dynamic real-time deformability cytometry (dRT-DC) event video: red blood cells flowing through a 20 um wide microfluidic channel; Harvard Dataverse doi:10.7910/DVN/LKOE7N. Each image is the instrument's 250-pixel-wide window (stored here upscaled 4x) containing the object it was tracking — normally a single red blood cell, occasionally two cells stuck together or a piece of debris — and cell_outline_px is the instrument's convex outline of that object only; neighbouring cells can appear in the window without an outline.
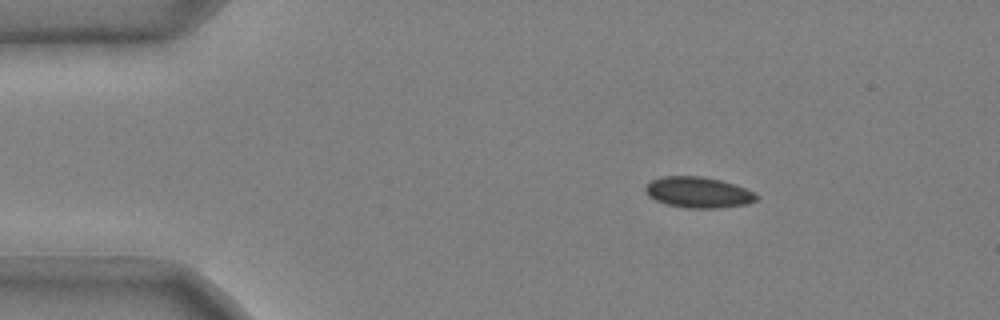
{"species": "common noctule bat (a hibernating species)", "species_latin": "Nyctalus noctula", "temperature_condition": "cold", "stored_images_in_passage": 44, "camera_frame_rate_fps": 3000, "um_per_image_px": 0.085, "animal": {"sex": "male", "body_mass_g": 20.4}, "frame": {"image": 1, "passage_image": 1, "time_ms": 0.0, "image_size_px": [1000, 320], "cell_outline_px": [[760, 196], [756, 200], [748, 204], [720, 208], [688, 208], [668, 204], [656, 200], [648, 196], [644, 192], [644, 184], [652, 180], [664, 176], [700, 176], [720, 180], [744, 188]], "centroid_in_image_um": [59.32, 16.35], "position_along_channel_um": 25.7, "area_um2": 19.94}}
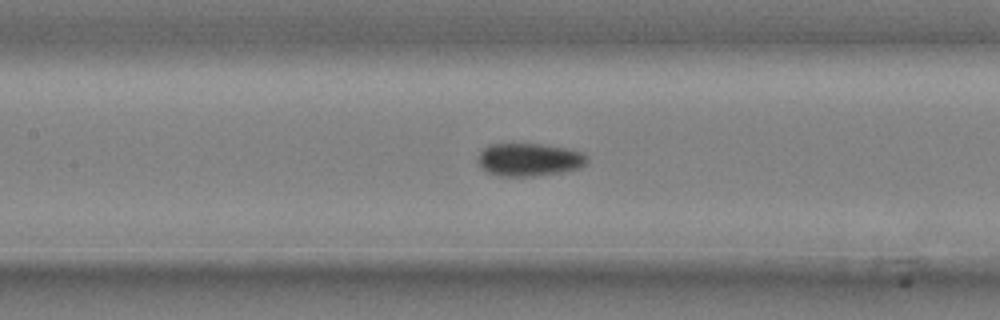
{"frame": {"image": 2, "passage_image": 17, "time_ms": 5.333, "image_size_px": [1000, 320], "cell_outline_px": [[588, 160], [580, 168], [564, 172], [536, 176], [500, 176], [484, 172], [480, 168], [476, 160], [480, 152], [488, 144], [544, 144], [568, 148], [584, 152], [588, 156]], "centroid_in_image_um": [44.97, 13.57], "position_along_channel_um": 162.4, "area_um2": 21.44}}
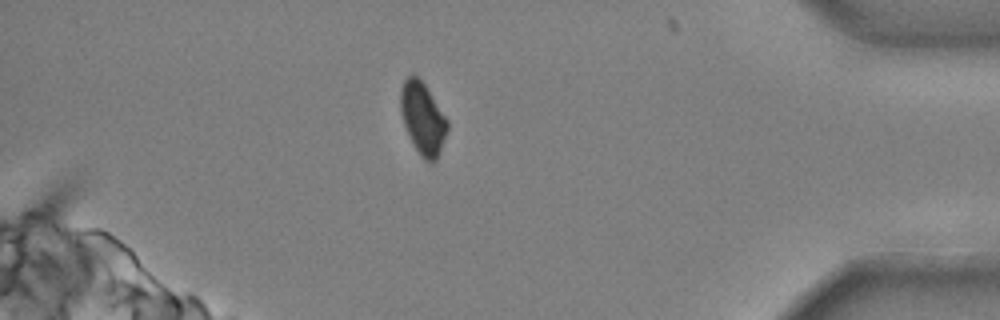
{"frame": {"image": 3, "passage_image": 39, "time_ms": 12.667, "image_size_px": [1000, 320], "cell_outline_px": [[448, 128], [440, 152], [436, 160], [432, 164], [424, 160], [420, 156], [404, 124], [400, 112], [400, 88], [404, 80], [412, 72], [424, 84], [448, 120]], "centroid_in_image_um": [35.93, 10.06], "position_along_channel_um": 399.3, "area_um2": 19.54}, "authors_computed_cell_mechanics": {"area_um2": 20.7791, "velocity_mm_per_s": 3.7131, "shape_relaxation_time_tau1_ms": 9.494, "shape_relaxation_time_tau2_ms": null, "deformation_change_tau1": 0.1042, "deformation_change_tau2": null}}